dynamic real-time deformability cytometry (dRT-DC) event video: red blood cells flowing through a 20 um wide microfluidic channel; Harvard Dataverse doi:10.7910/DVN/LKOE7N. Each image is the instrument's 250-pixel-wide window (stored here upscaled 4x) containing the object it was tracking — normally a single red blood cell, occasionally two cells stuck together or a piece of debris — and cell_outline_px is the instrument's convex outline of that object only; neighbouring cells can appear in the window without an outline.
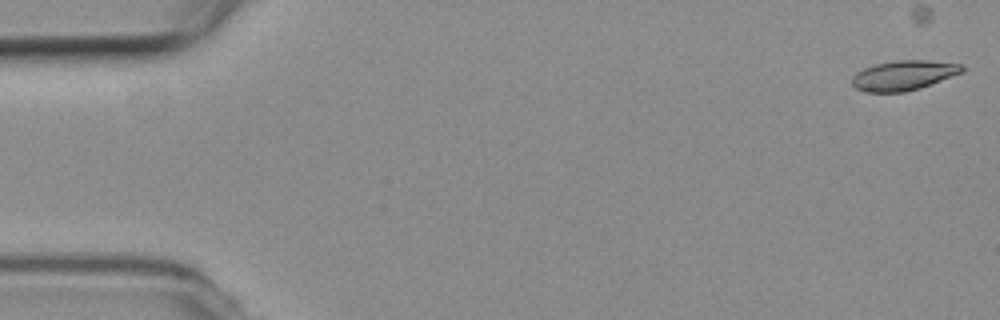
{"species": "common noctule bat (a hibernating species)", "species_latin": "Nyctalus noctula", "temperature_condition": "room temperature", "stored_images_in_passage": 30, "camera_frame_rate_fps": 3000, "um_per_image_px": 0.085, "animal": {"sex": "female", "body_mass_g": 19.3, "forearm_length_mm": 54.1}, "frame": {"image": 1, "passage_image": 1, "time_ms": 0.0, "image_size_px": [1000, 320], "cell_outline_px": [[964, 72], [920, 88], [904, 92], [864, 92], [856, 88], [852, 84], [852, 76], [856, 72], [864, 68], [876, 64], [896, 60], [928, 60], [964, 64]], "centroid_in_image_um": [76.82, 6.4], "position_along_channel_um": 8.2, "area_um2": 19.25}}
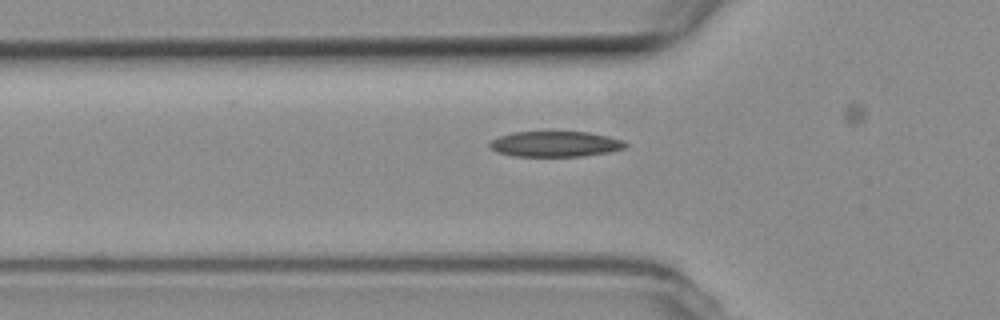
{"frame": {"image": 2, "passage_image": 18, "time_ms": 5.667, "image_size_px": [1000, 320], "cell_outline_px": [[628, 144], [624, 148], [608, 152], [584, 156], [512, 156], [496, 152], [488, 144], [492, 140], [500, 136], [512, 132], [588, 132], [608, 136], [624, 140]], "centroid_in_image_um": [47.2, 12.24], "position_along_channel_um": 78.6, "area_um2": 20.17}}
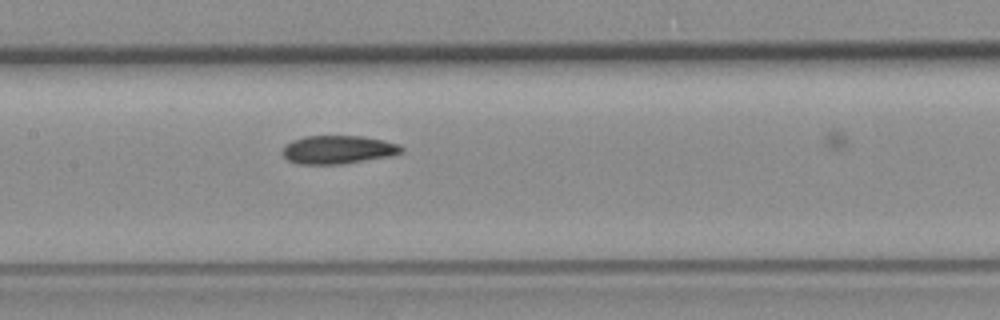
{"frame": {"image": 3, "passage_image": 26, "time_ms": 8.333, "image_size_px": [1000, 320], "cell_outline_px": [[404, 152], [392, 156], [344, 164], [296, 164], [288, 160], [280, 152], [292, 140], [304, 136], [360, 136], [384, 140], [400, 144], [404, 148]], "centroid_in_image_um": [28.77, 12.73], "position_along_channel_um": 178.6, "area_um2": 19.88}}